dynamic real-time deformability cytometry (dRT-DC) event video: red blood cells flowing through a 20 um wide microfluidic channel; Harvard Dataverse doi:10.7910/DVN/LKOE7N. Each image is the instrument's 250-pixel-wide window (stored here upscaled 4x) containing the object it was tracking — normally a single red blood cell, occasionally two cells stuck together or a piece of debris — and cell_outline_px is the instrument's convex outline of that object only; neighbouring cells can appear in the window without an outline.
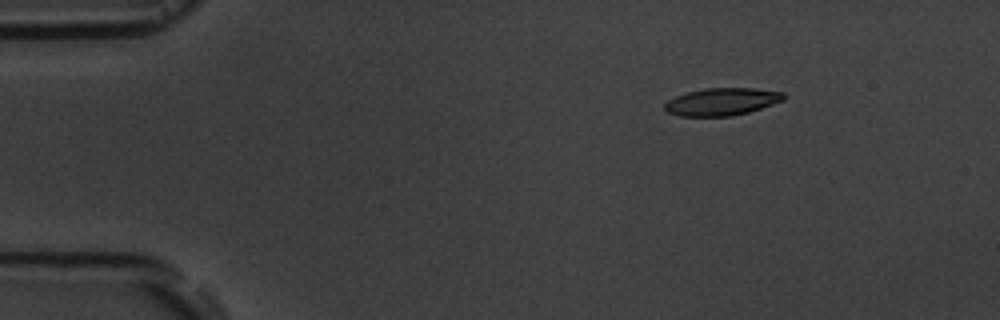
{"species": "common noctule bat (a hibernating species)", "species_latin": "Nyctalus noctula", "temperature_condition": "room temperature", "stored_images_in_passage": 4, "camera_frame_rate_fps": 3000, "um_per_image_px": 0.085, "animal": {"sex": "male", "body_mass_g": 19.5, "forearm_length_mm": 54.6}, "frame": {"image": 1, "passage_image": 1, "time_ms": 0.0, "image_size_px": [1000, 320], "cell_outline_px": [[784, 100], [748, 112], [732, 116], [676, 116], [668, 112], [664, 108], [664, 104], [668, 100], [676, 96], [688, 92], [704, 88], [752, 88], [784, 92]], "centroid_in_image_um": [61.33, 8.64], "position_along_channel_um": 23.7, "area_um2": 18.96}}
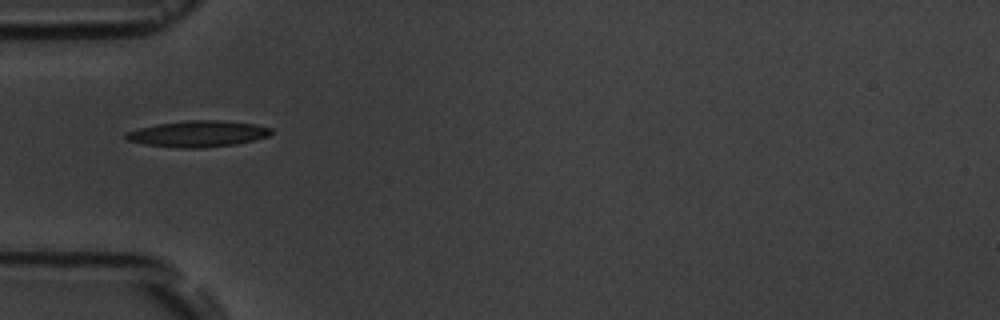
{"frame": {"image": 2, "passage_image": 4, "time_ms": 3.333, "image_size_px": [1000, 320], "cell_outline_px": [[272, 132], [268, 136], [236, 144], [204, 148], [176, 148], [144, 144], [128, 140], [124, 136], [124, 132], [156, 124], [188, 120], [220, 120], [256, 124], [272, 128]], "centroid_in_image_um": [16.81, 11.37], "position_along_channel_um": 68.2, "area_um2": 22.25}}